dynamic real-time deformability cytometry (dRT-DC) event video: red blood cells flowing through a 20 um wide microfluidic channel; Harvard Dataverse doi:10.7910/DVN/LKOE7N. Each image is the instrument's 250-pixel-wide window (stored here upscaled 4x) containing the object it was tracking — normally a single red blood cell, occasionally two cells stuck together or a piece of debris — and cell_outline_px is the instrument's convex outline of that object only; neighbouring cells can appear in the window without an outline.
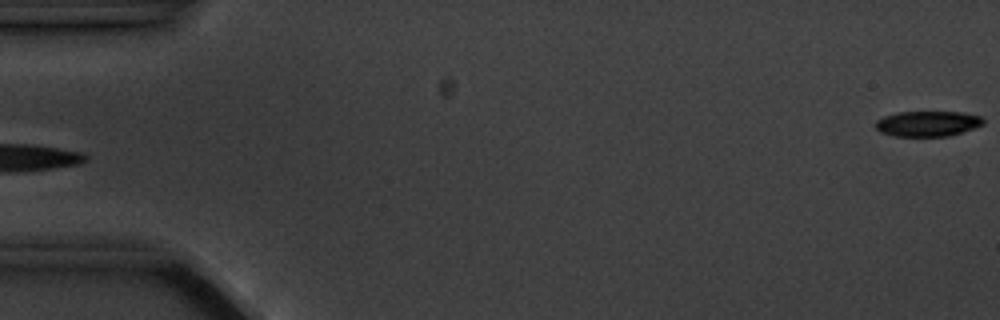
{"species": "common noctule bat (a hibernating species)", "species_latin": "Nyctalus noctula", "temperature_condition": "cold", "stored_images_in_passage": 3, "segment_of_instrument_passage": [2, 2], "camera_frame_rate_fps": 3000, "um_per_image_px": 0.085, "animal": {"sex": "male", "body_mass_g": 20.1, "forearm_length_mm": 53.5}, "frame": {"image": 1, "passage_image": 3, "time_ms": 2.333, "image_size_px": [1000, 320], "cell_outline_px": [[984, 124], [948, 136], [896, 136], [880, 132], [876, 128], [876, 120], [884, 116], [896, 112], [960, 112], [980, 116], [984, 120]], "centroid_in_image_um": [78.82, 10.5], "position_along_channel_um": 6.2, "area_um2": 15.78}}